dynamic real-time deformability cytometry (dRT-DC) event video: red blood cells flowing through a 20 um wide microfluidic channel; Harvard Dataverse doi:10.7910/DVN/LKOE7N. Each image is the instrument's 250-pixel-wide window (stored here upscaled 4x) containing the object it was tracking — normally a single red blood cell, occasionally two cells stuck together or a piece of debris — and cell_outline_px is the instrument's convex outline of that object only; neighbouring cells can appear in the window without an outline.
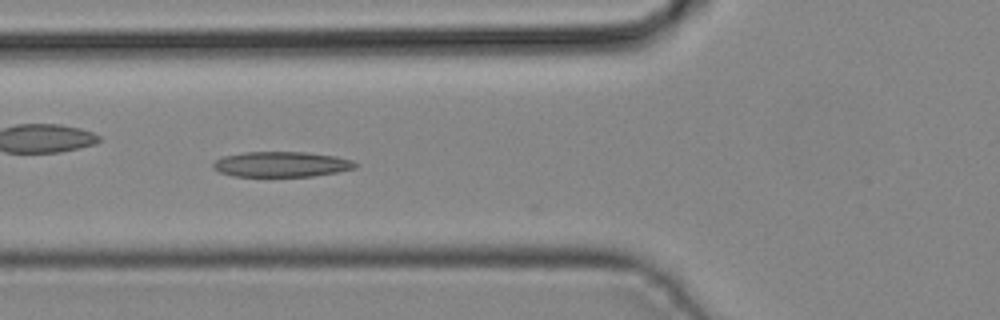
{"species": "common noctule bat (a hibernating species)", "species_latin": "Nyctalus noctula", "temperature_condition": "cold", "stored_images_in_passage": 38, "camera_frame_rate_fps": 3000, "um_per_image_px": 0.085, "animal": {"sex": "male", "body_mass_g": 19.2, "forearm_length_mm": 51.8}, "frame": {"image": 1, "passage_image": 10, "time_ms": 3.0, "image_size_px": [1000, 320], "cell_outline_px": [[360, 164], [356, 168], [336, 172], [312, 176], [232, 176], [220, 172], [212, 168], [212, 164], [220, 156], [244, 152], [304, 152], [336, 156], [352, 160]], "centroid_in_image_um": [23.91, 13.96], "position_along_channel_um": 101.9, "area_um2": 21.1}}
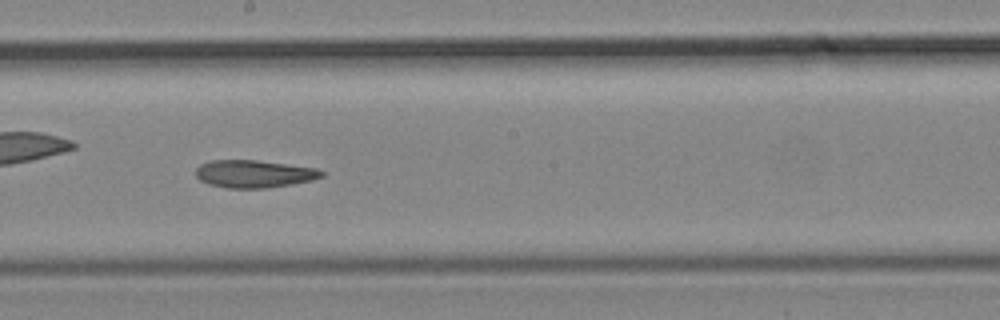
{"frame": {"image": 2, "passage_image": 18, "time_ms": 5.667, "image_size_px": [1000, 320], "cell_outline_px": [[324, 176], [312, 180], [292, 184], [268, 188], [228, 188], [208, 184], [200, 180], [196, 176], [196, 168], [200, 164], [212, 160], [256, 160], [316, 168], [324, 172]], "centroid_in_image_um": [21.59, 14.78], "position_along_channel_um": 226.6, "area_um2": 20.23}}
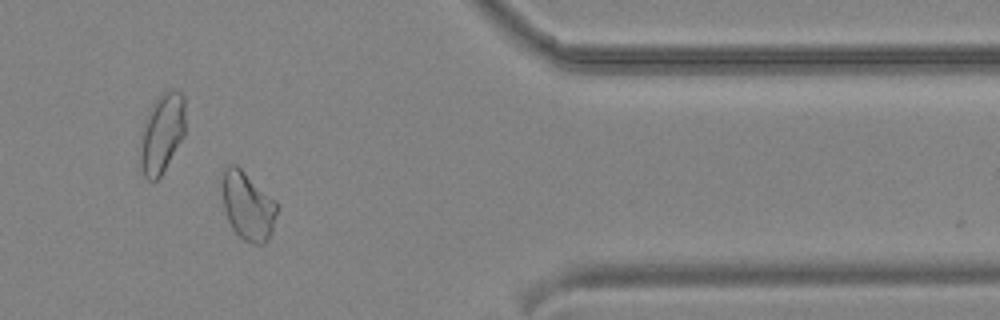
{"frame": {"image": 3, "passage_image": 30, "time_ms": 9.667, "image_size_px": [1000, 320], "cell_outline_px": [[276, 212], [272, 232], [268, 240], [264, 244], [252, 244], [244, 240], [232, 228], [228, 220], [224, 208], [224, 168], [232, 164], [236, 164], [276, 200]], "centroid_in_image_um": [21.09, 17.53], "position_along_channel_um": 390.3, "area_um2": 21.39}}